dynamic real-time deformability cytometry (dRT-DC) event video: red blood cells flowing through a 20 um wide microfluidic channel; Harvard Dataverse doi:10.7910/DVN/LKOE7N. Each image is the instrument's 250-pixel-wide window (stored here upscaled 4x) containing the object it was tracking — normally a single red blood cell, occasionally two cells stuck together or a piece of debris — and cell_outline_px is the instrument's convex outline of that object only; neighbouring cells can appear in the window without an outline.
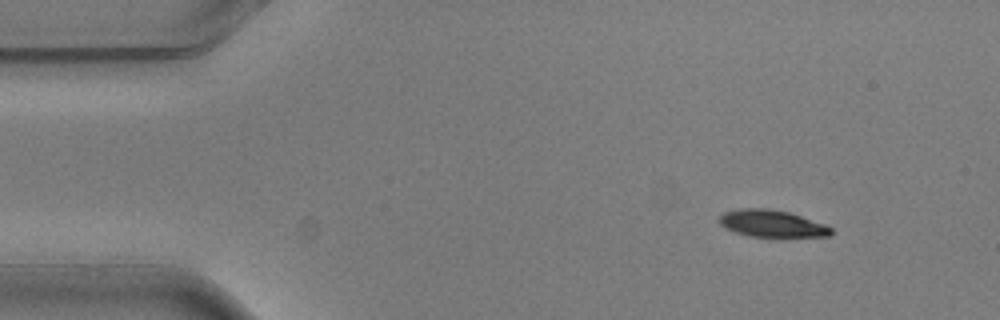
{"species": "common noctule bat (a hibernating species)", "species_latin": "Nyctalus noctula", "temperature_condition": "warm", "stored_images_in_passage": 4, "camera_frame_rate_fps": 3000, "um_per_image_px": 0.085, "animal": {"sex": "male", "body_mass_g": 20.5, "forearm_length_mm": 52.5}, "frame": {"image": 1, "passage_image": 1, "time_ms": 0.0, "image_size_px": [1000, 320], "cell_outline_px": [[832, 232], [828, 236], [780, 240], [748, 236], [724, 228], [720, 224], [720, 216], [724, 212], [740, 208], [768, 208], [788, 212], [824, 224], [832, 228]], "centroid_in_image_um": [65.64, 19.06], "position_along_channel_um": 19.4, "area_um2": 18.44}}
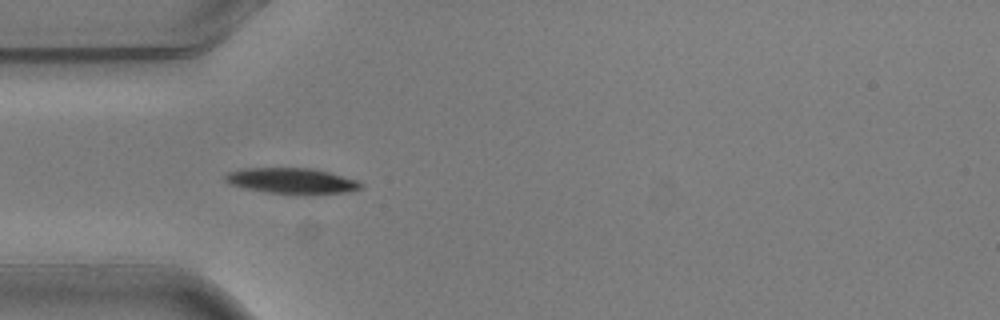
{"frame": {"image": 2, "passage_image": 4, "time_ms": 1.0, "image_size_px": [1000, 320], "cell_outline_px": [[364, 184], [360, 188], [348, 192], [312, 196], [264, 192], [244, 188], [228, 184], [224, 180], [224, 176], [228, 172], [244, 168], [312, 168], [328, 172], [356, 180]], "centroid_in_image_um": [24.79, 15.4], "position_along_channel_um": 60.2, "area_um2": 20.81}}